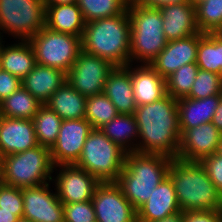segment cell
<instances>
[{
	"mask_svg": "<svg viewBox=\"0 0 222 222\" xmlns=\"http://www.w3.org/2000/svg\"><path fill=\"white\" fill-rule=\"evenodd\" d=\"M32 122L38 144L51 149L57 140L62 118L47 105L43 104L35 114Z\"/></svg>",
	"mask_w": 222,
	"mask_h": 222,
	"instance_id": "cell-30",
	"label": "cell"
},
{
	"mask_svg": "<svg viewBox=\"0 0 222 222\" xmlns=\"http://www.w3.org/2000/svg\"><path fill=\"white\" fill-rule=\"evenodd\" d=\"M181 211H222V195L200 162L171 160L168 175Z\"/></svg>",
	"mask_w": 222,
	"mask_h": 222,
	"instance_id": "cell-3",
	"label": "cell"
},
{
	"mask_svg": "<svg viewBox=\"0 0 222 222\" xmlns=\"http://www.w3.org/2000/svg\"><path fill=\"white\" fill-rule=\"evenodd\" d=\"M103 93L111 100L119 114H135L137 106L131 81V64L114 67L108 74Z\"/></svg>",
	"mask_w": 222,
	"mask_h": 222,
	"instance_id": "cell-21",
	"label": "cell"
},
{
	"mask_svg": "<svg viewBox=\"0 0 222 222\" xmlns=\"http://www.w3.org/2000/svg\"><path fill=\"white\" fill-rule=\"evenodd\" d=\"M194 7L205 0H188Z\"/></svg>",
	"mask_w": 222,
	"mask_h": 222,
	"instance_id": "cell-46",
	"label": "cell"
},
{
	"mask_svg": "<svg viewBox=\"0 0 222 222\" xmlns=\"http://www.w3.org/2000/svg\"><path fill=\"white\" fill-rule=\"evenodd\" d=\"M131 21L126 9L122 14L85 24L82 50L109 61L115 67L130 64Z\"/></svg>",
	"mask_w": 222,
	"mask_h": 222,
	"instance_id": "cell-2",
	"label": "cell"
},
{
	"mask_svg": "<svg viewBox=\"0 0 222 222\" xmlns=\"http://www.w3.org/2000/svg\"><path fill=\"white\" fill-rule=\"evenodd\" d=\"M22 188L0 182V211H16L18 218H23Z\"/></svg>",
	"mask_w": 222,
	"mask_h": 222,
	"instance_id": "cell-36",
	"label": "cell"
},
{
	"mask_svg": "<svg viewBox=\"0 0 222 222\" xmlns=\"http://www.w3.org/2000/svg\"><path fill=\"white\" fill-rule=\"evenodd\" d=\"M222 94L204 99L182 97L178 99L179 127L190 129L211 122Z\"/></svg>",
	"mask_w": 222,
	"mask_h": 222,
	"instance_id": "cell-25",
	"label": "cell"
},
{
	"mask_svg": "<svg viewBox=\"0 0 222 222\" xmlns=\"http://www.w3.org/2000/svg\"><path fill=\"white\" fill-rule=\"evenodd\" d=\"M57 167L59 173H56L52 183L55 182L57 196L63 204L92 200L94 191L100 184L93 175L74 164L54 166L55 171H58Z\"/></svg>",
	"mask_w": 222,
	"mask_h": 222,
	"instance_id": "cell-13",
	"label": "cell"
},
{
	"mask_svg": "<svg viewBox=\"0 0 222 222\" xmlns=\"http://www.w3.org/2000/svg\"><path fill=\"white\" fill-rule=\"evenodd\" d=\"M171 160L159 154L126 153L123 170L115 183L136 210L167 177Z\"/></svg>",
	"mask_w": 222,
	"mask_h": 222,
	"instance_id": "cell-4",
	"label": "cell"
},
{
	"mask_svg": "<svg viewBox=\"0 0 222 222\" xmlns=\"http://www.w3.org/2000/svg\"><path fill=\"white\" fill-rule=\"evenodd\" d=\"M45 14L43 0H0V39L29 40L45 27Z\"/></svg>",
	"mask_w": 222,
	"mask_h": 222,
	"instance_id": "cell-8",
	"label": "cell"
},
{
	"mask_svg": "<svg viewBox=\"0 0 222 222\" xmlns=\"http://www.w3.org/2000/svg\"><path fill=\"white\" fill-rule=\"evenodd\" d=\"M126 152L100 129L87 137L75 166L93 175L100 183L116 182L125 164Z\"/></svg>",
	"mask_w": 222,
	"mask_h": 222,
	"instance_id": "cell-7",
	"label": "cell"
},
{
	"mask_svg": "<svg viewBox=\"0 0 222 222\" xmlns=\"http://www.w3.org/2000/svg\"><path fill=\"white\" fill-rule=\"evenodd\" d=\"M67 81V74L53 67L36 64L22 79V86L42 104Z\"/></svg>",
	"mask_w": 222,
	"mask_h": 222,
	"instance_id": "cell-22",
	"label": "cell"
},
{
	"mask_svg": "<svg viewBox=\"0 0 222 222\" xmlns=\"http://www.w3.org/2000/svg\"><path fill=\"white\" fill-rule=\"evenodd\" d=\"M215 34L222 40V27L218 29Z\"/></svg>",
	"mask_w": 222,
	"mask_h": 222,
	"instance_id": "cell-47",
	"label": "cell"
},
{
	"mask_svg": "<svg viewBox=\"0 0 222 222\" xmlns=\"http://www.w3.org/2000/svg\"><path fill=\"white\" fill-rule=\"evenodd\" d=\"M17 222H32V221L25 219V218H19V220Z\"/></svg>",
	"mask_w": 222,
	"mask_h": 222,
	"instance_id": "cell-49",
	"label": "cell"
},
{
	"mask_svg": "<svg viewBox=\"0 0 222 222\" xmlns=\"http://www.w3.org/2000/svg\"><path fill=\"white\" fill-rule=\"evenodd\" d=\"M178 159L200 162L204 157L218 152L222 133L211 123L190 129H180Z\"/></svg>",
	"mask_w": 222,
	"mask_h": 222,
	"instance_id": "cell-15",
	"label": "cell"
},
{
	"mask_svg": "<svg viewBox=\"0 0 222 222\" xmlns=\"http://www.w3.org/2000/svg\"><path fill=\"white\" fill-rule=\"evenodd\" d=\"M196 63L199 69L222 76V40L215 33H205L199 39Z\"/></svg>",
	"mask_w": 222,
	"mask_h": 222,
	"instance_id": "cell-29",
	"label": "cell"
},
{
	"mask_svg": "<svg viewBox=\"0 0 222 222\" xmlns=\"http://www.w3.org/2000/svg\"><path fill=\"white\" fill-rule=\"evenodd\" d=\"M127 10L131 21L130 64H150L168 42L161 12L157 7L140 5L131 0Z\"/></svg>",
	"mask_w": 222,
	"mask_h": 222,
	"instance_id": "cell-5",
	"label": "cell"
},
{
	"mask_svg": "<svg viewBox=\"0 0 222 222\" xmlns=\"http://www.w3.org/2000/svg\"><path fill=\"white\" fill-rule=\"evenodd\" d=\"M45 5H60L77 3V0H43Z\"/></svg>",
	"mask_w": 222,
	"mask_h": 222,
	"instance_id": "cell-45",
	"label": "cell"
},
{
	"mask_svg": "<svg viewBox=\"0 0 222 222\" xmlns=\"http://www.w3.org/2000/svg\"><path fill=\"white\" fill-rule=\"evenodd\" d=\"M198 70L196 62L181 66L166 78L167 94L176 99L186 97L191 91Z\"/></svg>",
	"mask_w": 222,
	"mask_h": 222,
	"instance_id": "cell-33",
	"label": "cell"
},
{
	"mask_svg": "<svg viewBox=\"0 0 222 222\" xmlns=\"http://www.w3.org/2000/svg\"><path fill=\"white\" fill-rule=\"evenodd\" d=\"M43 104L23 86L0 102V115L32 120Z\"/></svg>",
	"mask_w": 222,
	"mask_h": 222,
	"instance_id": "cell-28",
	"label": "cell"
},
{
	"mask_svg": "<svg viewBox=\"0 0 222 222\" xmlns=\"http://www.w3.org/2000/svg\"><path fill=\"white\" fill-rule=\"evenodd\" d=\"M134 115L139 131L138 153L178 157V99L166 94L153 103L137 106Z\"/></svg>",
	"mask_w": 222,
	"mask_h": 222,
	"instance_id": "cell-1",
	"label": "cell"
},
{
	"mask_svg": "<svg viewBox=\"0 0 222 222\" xmlns=\"http://www.w3.org/2000/svg\"><path fill=\"white\" fill-rule=\"evenodd\" d=\"M114 67L109 61L81 50L67 73V82L86 98L101 94Z\"/></svg>",
	"mask_w": 222,
	"mask_h": 222,
	"instance_id": "cell-10",
	"label": "cell"
},
{
	"mask_svg": "<svg viewBox=\"0 0 222 222\" xmlns=\"http://www.w3.org/2000/svg\"><path fill=\"white\" fill-rule=\"evenodd\" d=\"M158 8L163 18V31L167 41L187 38L200 32L196 9L189 1L165 4Z\"/></svg>",
	"mask_w": 222,
	"mask_h": 222,
	"instance_id": "cell-18",
	"label": "cell"
},
{
	"mask_svg": "<svg viewBox=\"0 0 222 222\" xmlns=\"http://www.w3.org/2000/svg\"><path fill=\"white\" fill-rule=\"evenodd\" d=\"M33 47L36 63L68 73L82 50L81 37L41 29L28 40Z\"/></svg>",
	"mask_w": 222,
	"mask_h": 222,
	"instance_id": "cell-9",
	"label": "cell"
},
{
	"mask_svg": "<svg viewBox=\"0 0 222 222\" xmlns=\"http://www.w3.org/2000/svg\"><path fill=\"white\" fill-rule=\"evenodd\" d=\"M17 41L11 45H5V41L0 39V66L1 70L9 72L22 80L37 63L30 42L28 40Z\"/></svg>",
	"mask_w": 222,
	"mask_h": 222,
	"instance_id": "cell-23",
	"label": "cell"
},
{
	"mask_svg": "<svg viewBox=\"0 0 222 222\" xmlns=\"http://www.w3.org/2000/svg\"><path fill=\"white\" fill-rule=\"evenodd\" d=\"M217 153L222 156V136H221V139H220V144H219V148H218V152Z\"/></svg>",
	"mask_w": 222,
	"mask_h": 222,
	"instance_id": "cell-48",
	"label": "cell"
},
{
	"mask_svg": "<svg viewBox=\"0 0 222 222\" xmlns=\"http://www.w3.org/2000/svg\"><path fill=\"white\" fill-rule=\"evenodd\" d=\"M54 164L50 149L45 146L6 155L1 158L0 182L18 188L34 187L51 182Z\"/></svg>",
	"mask_w": 222,
	"mask_h": 222,
	"instance_id": "cell-6",
	"label": "cell"
},
{
	"mask_svg": "<svg viewBox=\"0 0 222 222\" xmlns=\"http://www.w3.org/2000/svg\"><path fill=\"white\" fill-rule=\"evenodd\" d=\"M179 211L172 180L167 176L137 210V222H153Z\"/></svg>",
	"mask_w": 222,
	"mask_h": 222,
	"instance_id": "cell-20",
	"label": "cell"
},
{
	"mask_svg": "<svg viewBox=\"0 0 222 222\" xmlns=\"http://www.w3.org/2000/svg\"><path fill=\"white\" fill-rule=\"evenodd\" d=\"M153 222H183V211L170 214L163 219H159Z\"/></svg>",
	"mask_w": 222,
	"mask_h": 222,
	"instance_id": "cell-44",
	"label": "cell"
},
{
	"mask_svg": "<svg viewBox=\"0 0 222 222\" xmlns=\"http://www.w3.org/2000/svg\"><path fill=\"white\" fill-rule=\"evenodd\" d=\"M92 130L85 118L62 120L57 140L50 149L54 166L75 164Z\"/></svg>",
	"mask_w": 222,
	"mask_h": 222,
	"instance_id": "cell-12",
	"label": "cell"
},
{
	"mask_svg": "<svg viewBox=\"0 0 222 222\" xmlns=\"http://www.w3.org/2000/svg\"><path fill=\"white\" fill-rule=\"evenodd\" d=\"M211 123L222 133V96L212 117Z\"/></svg>",
	"mask_w": 222,
	"mask_h": 222,
	"instance_id": "cell-42",
	"label": "cell"
},
{
	"mask_svg": "<svg viewBox=\"0 0 222 222\" xmlns=\"http://www.w3.org/2000/svg\"><path fill=\"white\" fill-rule=\"evenodd\" d=\"M86 99L66 81L45 105L57 113L62 120L84 119Z\"/></svg>",
	"mask_w": 222,
	"mask_h": 222,
	"instance_id": "cell-27",
	"label": "cell"
},
{
	"mask_svg": "<svg viewBox=\"0 0 222 222\" xmlns=\"http://www.w3.org/2000/svg\"><path fill=\"white\" fill-rule=\"evenodd\" d=\"M22 197L23 218L32 222H64L63 203L50 189V182L22 188Z\"/></svg>",
	"mask_w": 222,
	"mask_h": 222,
	"instance_id": "cell-14",
	"label": "cell"
},
{
	"mask_svg": "<svg viewBox=\"0 0 222 222\" xmlns=\"http://www.w3.org/2000/svg\"><path fill=\"white\" fill-rule=\"evenodd\" d=\"M64 222H96L91 201L63 204Z\"/></svg>",
	"mask_w": 222,
	"mask_h": 222,
	"instance_id": "cell-37",
	"label": "cell"
},
{
	"mask_svg": "<svg viewBox=\"0 0 222 222\" xmlns=\"http://www.w3.org/2000/svg\"><path fill=\"white\" fill-rule=\"evenodd\" d=\"M96 222H137V210L115 182L100 183L92 198Z\"/></svg>",
	"mask_w": 222,
	"mask_h": 222,
	"instance_id": "cell-11",
	"label": "cell"
},
{
	"mask_svg": "<svg viewBox=\"0 0 222 222\" xmlns=\"http://www.w3.org/2000/svg\"><path fill=\"white\" fill-rule=\"evenodd\" d=\"M183 222H222V211H184Z\"/></svg>",
	"mask_w": 222,
	"mask_h": 222,
	"instance_id": "cell-39",
	"label": "cell"
},
{
	"mask_svg": "<svg viewBox=\"0 0 222 222\" xmlns=\"http://www.w3.org/2000/svg\"><path fill=\"white\" fill-rule=\"evenodd\" d=\"M218 94H222V76L199 69L191 91L186 97L204 99Z\"/></svg>",
	"mask_w": 222,
	"mask_h": 222,
	"instance_id": "cell-35",
	"label": "cell"
},
{
	"mask_svg": "<svg viewBox=\"0 0 222 222\" xmlns=\"http://www.w3.org/2000/svg\"><path fill=\"white\" fill-rule=\"evenodd\" d=\"M45 7V27L54 32L82 38L86 22L77 3L45 5Z\"/></svg>",
	"mask_w": 222,
	"mask_h": 222,
	"instance_id": "cell-24",
	"label": "cell"
},
{
	"mask_svg": "<svg viewBox=\"0 0 222 222\" xmlns=\"http://www.w3.org/2000/svg\"><path fill=\"white\" fill-rule=\"evenodd\" d=\"M22 86V80L13 74L0 71V102Z\"/></svg>",
	"mask_w": 222,
	"mask_h": 222,
	"instance_id": "cell-40",
	"label": "cell"
},
{
	"mask_svg": "<svg viewBox=\"0 0 222 222\" xmlns=\"http://www.w3.org/2000/svg\"><path fill=\"white\" fill-rule=\"evenodd\" d=\"M32 120L0 115V157L38 146Z\"/></svg>",
	"mask_w": 222,
	"mask_h": 222,
	"instance_id": "cell-17",
	"label": "cell"
},
{
	"mask_svg": "<svg viewBox=\"0 0 222 222\" xmlns=\"http://www.w3.org/2000/svg\"><path fill=\"white\" fill-rule=\"evenodd\" d=\"M130 0H77L86 23L122 14Z\"/></svg>",
	"mask_w": 222,
	"mask_h": 222,
	"instance_id": "cell-31",
	"label": "cell"
},
{
	"mask_svg": "<svg viewBox=\"0 0 222 222\" xmlns=\"http://www.w3.org/2000/svg\"><path fill=\"white\" fill-rule=\"evenodd\" d=\"M204 34L199 32L187 38L168 41L150 65L166 79L181 66L196 62L198 42Z\"/></svg>",
	"mask_w": 222,
	"mask_h": 222,
	"instance_id": "cell-16",
	"label": "cell"
},
{
	"mask_svg": "<svg viewBox=\"0 0 222 222\" xmlns=\"http://www.w3.org/2000/svg\"><path fill=\"white\" fill-rule=\"evenodd\" d=\"M16 211H0V222H17Z\"/></svg>",
	"mask_w": 222,
	"mask_h": 222,
	"instance_id": "cell-43",
	"label": "cell"
},
{
	"mask_svg": "<svg viewBox=\"0 0 222 222\" xmlns=\"http://www.w3.org/2000/svg\"><path fill=\"white\" fill-rule=\"evenodd\" d=\"M131 1H133L134 3H138L140 5L158 8L165 4L182 3L188 0H131Z\"/></svg>",
	"mask_w": 222,
	"mask_h": 222,
	"instance_id": "cell-41",
	"label": "cell"
},
{
	"mask_svg": "<svg viewBox=\"0 0 222 222\" xmlns=\"http://www.w3.org/2000/svg\"><path fill=\"white\" fill-rule=\"evenodd\" d=\"M200 163L207 171L208 177L222 195V156L214 153L204 157Z\"/></svg>",
	"mask_w": 222,
	"mask_h": 222,
	"instance_id": "cell-38",
	"label": "cell"
},
{
	"mask_svg": "<svg viewBox=\"0 0 222 222\" xmlns=\"http://www.w3.org/2000/svg\"><path fill=\"white\" fill-rule=\"evenodd\" d=\"M118 114L116 107L104 93L86 99L85 119L93 129L101 128Z\"/></svg>",
	"mask_w": 222,
	"mask_h": 222,
	"instance_id": "cell-32",
	"label": "cell"
},
{
	"mask_svg": "<svg viewBox=\"0 0 222 222\" xmlns=\"http://www.w3.org/2000/svg\"><path fill=\"white\" fill-rule=\"evenodd\" d=\"M198 29L215 33L222 27V0H205L195 6Z\"/></svg>",
	"mask_w": 222,
	"mask_h": 222,
	"instance_id": "cell-34",
	"label": "cell"
},
{
	"mask_svg": "<svg viewBox=\"0 0 222 222\" xmlns=\"http://www.w3.org/2000/svg\"><path fill=\"white\" fill-rule=\"evenodd\" d=\"M131 64V81L136 106L153 103L166 92V79H164L150 64Z\"/></svg>",
	"mask_w": 222,
	"mask_h": 222,
	"instance_id": "cell-19",
	"label": "cell"
},
{
	"mask_svg": "<svg viewBox=\"0 0 222 222\" xmlns=\"http://www.w3.org/2000/svg\"><path fill=\"white\" fill-rule=\"evenodd\" d=\"M99 129L126 153L138 152L139 131L134 114H118Z\"/></svg>",
	"mask_w": 222,
	"mask_h": 222,
	"instance_id": "cell-26",
	"label": "cell"
}]
</instances>
